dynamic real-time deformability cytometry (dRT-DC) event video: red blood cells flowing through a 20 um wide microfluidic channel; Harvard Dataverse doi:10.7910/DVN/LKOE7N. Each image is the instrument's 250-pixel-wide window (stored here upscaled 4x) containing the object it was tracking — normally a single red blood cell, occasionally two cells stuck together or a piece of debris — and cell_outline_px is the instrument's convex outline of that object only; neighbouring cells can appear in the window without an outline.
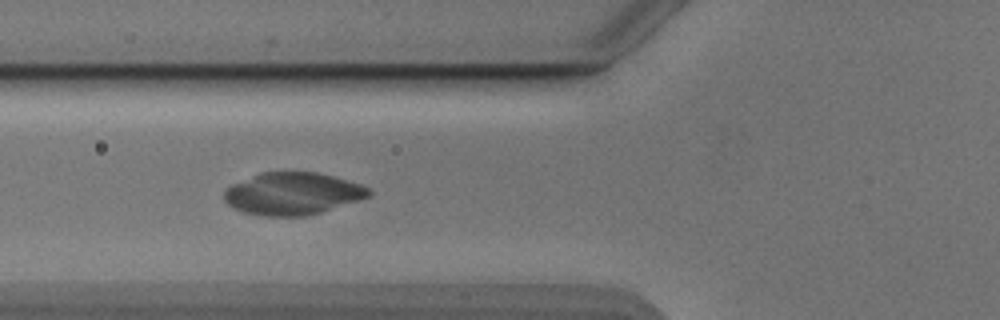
{"species": "Egyptian fruit bat (a non-hibernating species)", "species_latin": "Rousettus aegyptiacus", "temperature_condition": "cold", "stored_images_in_passage": 27, "camera_frame_rate_fps": 3000, "um_per_image_px": 0.085, "animal": {"sex": "male"}, "frame": {"image": 1, "passage_image": 8, "time_ms": 2.333, "image_size_px": [1000, 320], "cell_outline_px": [[372, 192], [368, 196], [360, 200], [320, 212], [304, 216], [264, 216], [244, 212], [228, 204], [224, 200], [224, 188], [232, 184], [260, 172], [316, 172], [332, 176], [360, 184], [368, 188]], "centroid_in_image_um": [24.84, 16.45], "position_along_channel_um": 101.0, "area_um2": 35.43}}
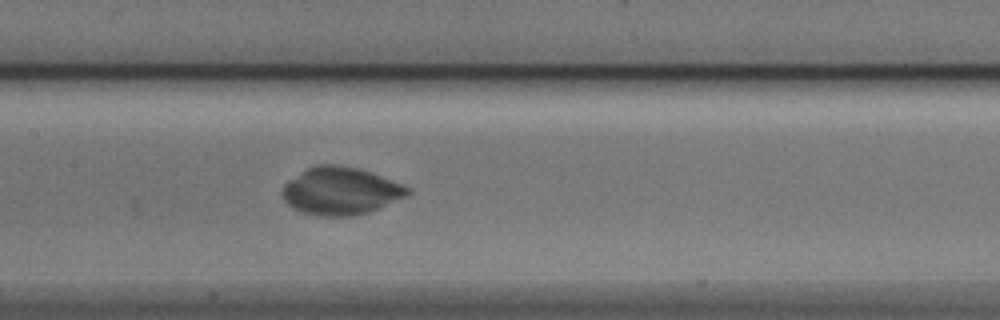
{"frame": {"image": 2, "passage_image": 14, "time_ms": 4.333, "image_size_px": [1000, 320], "cell_outline_px": [[412, 192], [408, 196], [380, 208], [368, 212], [352, 216], [320, 216], [304, 212], [292, 208], [284, 200], [280, 192], [284, 184], [312, 164], [340, 164], [360, 168], [404, 184], [412, 188]], "centroid_in_image_um": [28.99, 16.22], "position_along_channel_um": 178.4, "area_um2": 35.26}}
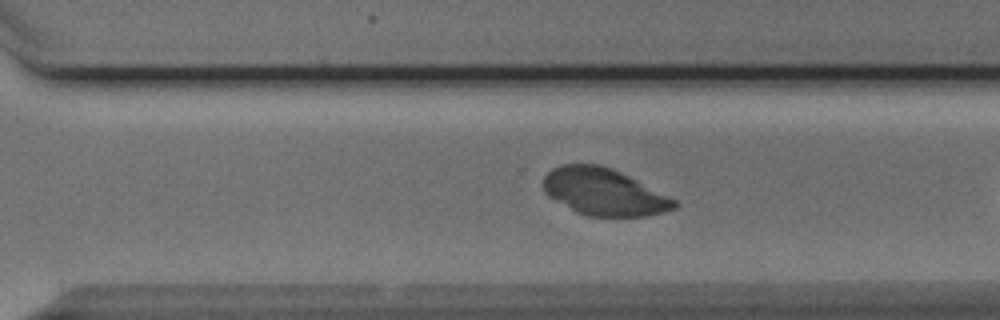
{"frame": {"image": 3, "passage_image": 22, "time_ms": 7.0, "image_size_px": [1000, 320], "cell_outline_px": [[680, 204], [676, 208], [664, 212], [648, 216], [588, 216], [576, 212], [548, 196], [544, 192], [544, 176], [552, 168], [560, 164], [600, 164], [612, 168], [676, 200]], "centroid_in_image_um": [51.32, 16.31], "position_along_channel_um": 319.3, "area_um2": 35.72}}